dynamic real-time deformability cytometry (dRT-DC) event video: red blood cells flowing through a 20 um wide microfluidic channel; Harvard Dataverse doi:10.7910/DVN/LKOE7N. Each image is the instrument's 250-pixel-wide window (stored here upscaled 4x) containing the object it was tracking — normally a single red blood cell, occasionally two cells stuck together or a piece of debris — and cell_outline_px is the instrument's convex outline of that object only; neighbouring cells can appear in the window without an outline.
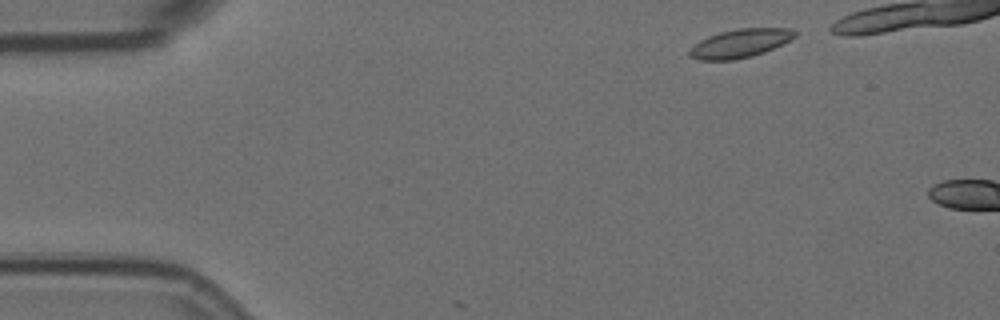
{"species": "Egyptian fruit bat (a non-hibernating species)", "species_latin": "Rousettus aegyptiacus", "temperature_condition": "room temperature", "stored_images_in_passage": 6, "camera_frame_rate_fps": 3000, "um_per_image_px": 0.085, "animal": {"sex": "female"}, "frame": {"image": 1, "passage_image": 3, "time_ms": 0.667, "image_size_px": [1000, 320], "cell_outline_px": [[800, 32], [796, 36], [764, 52], [752, 56], [732, 60], [700, 60], [688, 56], [688, 52], [700, 40], [708, 36], [720, 32], [740, 28], [792, 28]], "centroid_in_image_um": [62.92, 3.67], "position_along_channel_um": 22.1, "area_um2": 17.4}}